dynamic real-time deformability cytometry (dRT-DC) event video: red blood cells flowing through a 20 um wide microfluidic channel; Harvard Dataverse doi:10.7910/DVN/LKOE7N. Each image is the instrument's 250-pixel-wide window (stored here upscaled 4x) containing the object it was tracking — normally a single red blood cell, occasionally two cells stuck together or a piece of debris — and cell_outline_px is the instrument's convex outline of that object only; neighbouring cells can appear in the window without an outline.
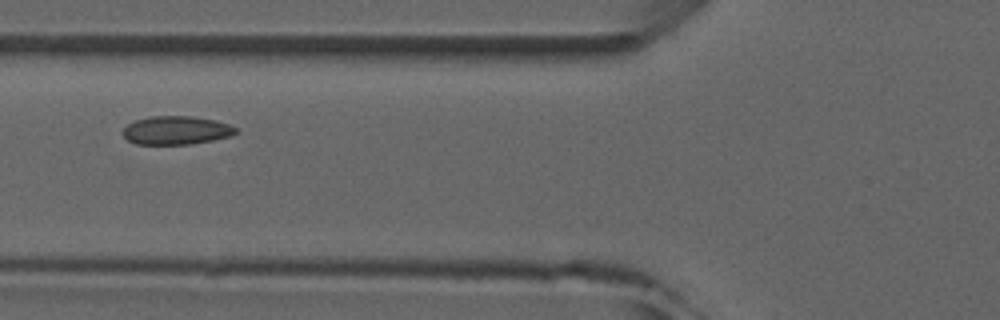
{"species": "common noctule bat (a hibernating species)", "species_latin": "Nyctalus noctula", "temperature_condition": "room temperature", "stored_images_in_passage": 6, "camera_frame_rate_fps": 3000, "um_per_image_px": 0.085, "animal": {"sex": "male", "forearm_length_mm": 52.5}, "frame": {"image": 1, "passage_image": 6, "time_ms": 7.333, "image_size_px": [1000, 320], "cell_outline_px": [[236, 132], [232, 136], [192, 144], [136, 144], [128, 140], [120, 132], [128, 124], [136, 120], [148, 116], [192, 116], [216, 120], [228, 124], [236, 128]], "centroid_in_image_um": [14.96, 11.07], "position_along_channel_um": 110.8, "area_um2": 18.79}}